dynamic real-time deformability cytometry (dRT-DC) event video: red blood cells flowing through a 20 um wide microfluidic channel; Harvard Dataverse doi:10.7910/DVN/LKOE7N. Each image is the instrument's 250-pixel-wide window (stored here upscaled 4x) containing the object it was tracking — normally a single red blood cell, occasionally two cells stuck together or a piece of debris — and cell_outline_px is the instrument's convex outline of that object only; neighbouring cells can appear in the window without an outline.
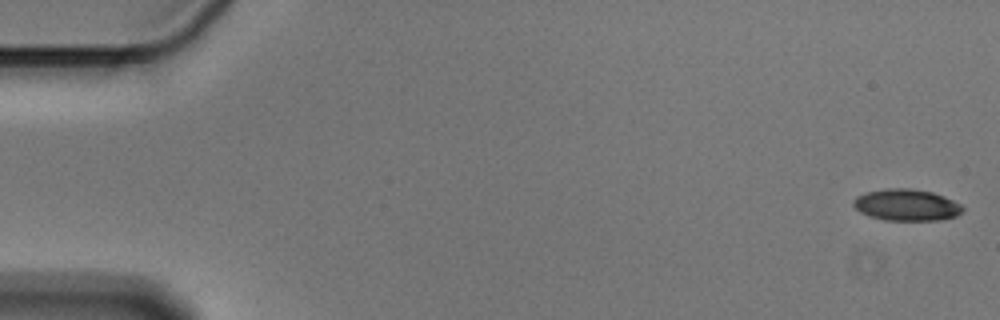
{"species": "Egyptian fruit bat (a non-hibernating species)", "species_latin": "Rousettus aegyptiacus", "temperature_condition": "cold", "stored_images_in_passage": 10, "camera_frame_rate_fps": 3000, "um_per_image_px": 0.085, "animal": {"sex": "male"}, "frame": {"image": 1, "passage_image": 1, "time_ms": 0.0, "image_size_px": [1000, 320], "cell_outline_px": [[964, 208], [956, 216], [940, 220], [884, 220], [868, 216], [860, 212], [852, 204], [852, 200], [856, 196], [868, 192], [884, 188], [912, 188], [932, 192], [944, 196], [960, 204]], "centroid_in_image_um": [77.02, 17.42], "position_along_channel_um": 8.0, "area_um2": 20.17}}